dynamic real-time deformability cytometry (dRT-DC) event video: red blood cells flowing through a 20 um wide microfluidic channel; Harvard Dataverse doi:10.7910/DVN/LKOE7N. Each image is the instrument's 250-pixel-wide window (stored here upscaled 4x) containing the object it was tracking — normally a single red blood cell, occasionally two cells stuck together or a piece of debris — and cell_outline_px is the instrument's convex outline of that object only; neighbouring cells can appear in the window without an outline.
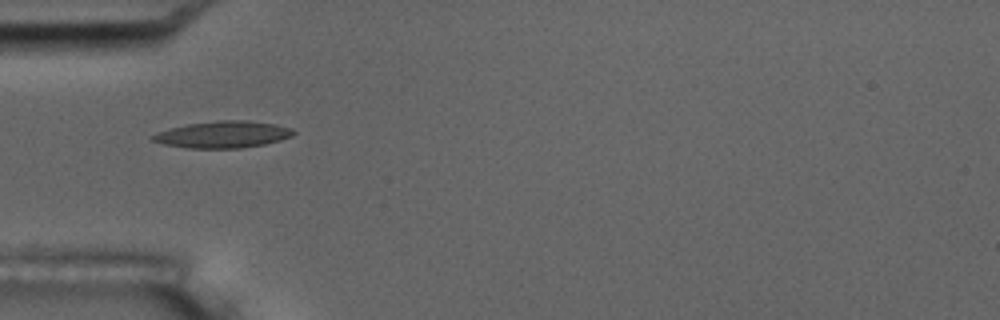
{"species": "common noctule bat (a hibernating species)", "species_latin": "Nyctalus noctula", "temperature_condition": "room temperature", "stored_images_in_passage": 7, "camera_frame_rate_fps": 3000, "um_per_image_px": 0.085, "animal": {"sex": "male", "body_mass_g": 17.5, "forearm_length_mm": 52.3}, "frame": {"image": 1, "passage_image": 1, "time_ms": 0.0, "image_size_px": [1000, 320], "cell_outline_px": [[296, 132], [292, 136], [280, 140], [264, 144], [240, 148], [188, 148], [164, 144], [152, 140], [148, 136], [156, 132], [188, 124], [220, 120], [248, 120], [272, 124], [292, 128]], "centroid_in_image_um": [18.93, 11.43], "position_along_channel_um": 66.1, "area_um2": 21.85}}
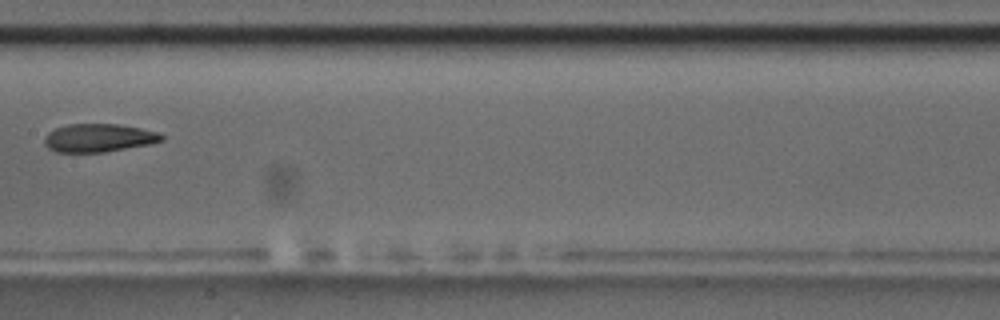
{"frame": {"image": 2, "passage_image": 4, "time_ms": 1.0, "image_size_px": [1000, 320], "cell_outline_px": [[164, 140], [148, 144], [104, 152], [56, 152], [48, 148], [44, 144], [44, 136], [48, 132], [56, 128], [68, 124], [120, 124], [160, 132], [164, 136]], "centroid_in_image_um": [8.38, 11.71], "position_along_channel_um": 199.0, "area_um2": 19.31}}